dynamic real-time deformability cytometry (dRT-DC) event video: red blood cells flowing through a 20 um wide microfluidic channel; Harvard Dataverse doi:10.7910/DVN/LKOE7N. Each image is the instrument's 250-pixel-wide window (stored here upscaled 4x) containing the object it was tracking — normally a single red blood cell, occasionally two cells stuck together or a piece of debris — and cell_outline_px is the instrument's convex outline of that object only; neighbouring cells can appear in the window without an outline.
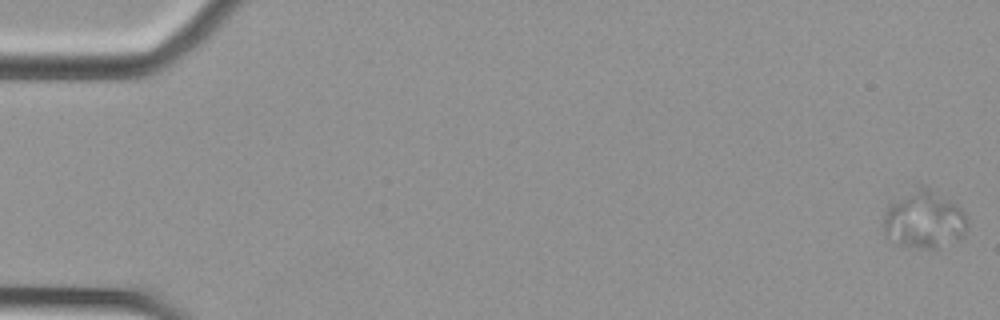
{"species": "Egyptian fruit bat (a non-hibernating species)", "species_latin": "Rousettus aegyptiacus", "temperature_condition": "cold", "stored_images_in_passage": 56, "camera_frame_rate_fps": 3000, "um_per_image_px": 0.085, "animal": {"sex": "female"}, "frame": {"image": 1, "passage_image": 1, "time_ms": 0.0, "image_size_px": [1000, 320], "cell_outline_px": [[968, 228], [964, 236], [960, 240], [936, 248], [920, 248], [896, 244], [884, 236], [884, 212], [888, 204], [920, 184], [924, 184], [956, 204], [964, 212], [968, 220]], "centroid_in_image_um": [78.56, 18.67], "position_along_channel_um": 6.4, "area_um2": 28.73}}
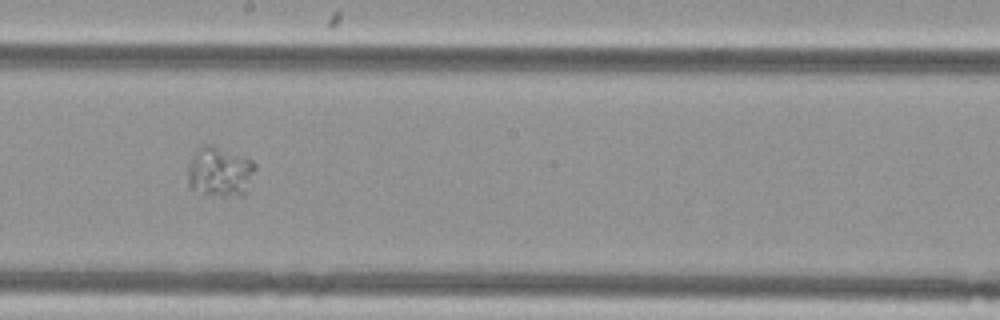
{"frame": {"image": 2, "passage_image": 32, "time_ms": 10.333, "image_size_px": [1000, 320], "cell_outline_px": [[256, 168], [244, 196], [204, 192], [188, 188], [188, 164], [196, 148], [204, 144], [212, 144], [244, 156], [252, 160], [256, 164]], "centroid_in_image_um": [18.68, 14.54], "position_along_channel_um": 229.5, "area_um2": 19.54}}
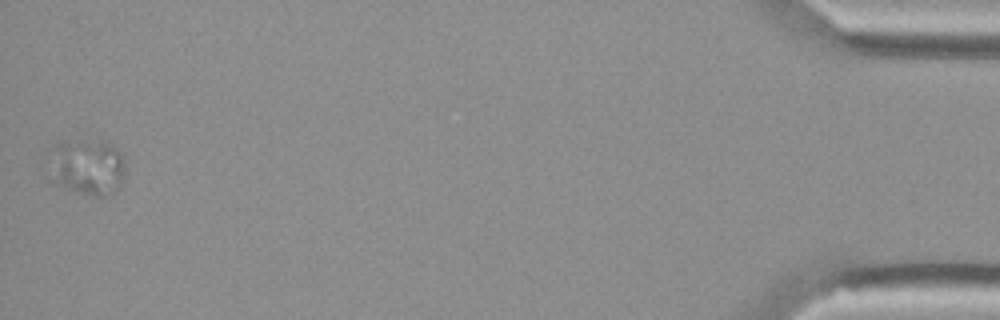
{"frame": {"image": 3, "passage_image": 56, "time_ms": 18.333, "image_size_px": [1000, 320], "cell_outline_px": [[124, 176], [116, 192], [104, 196], [96, 196], [76, 192], [56, 184], [56, 140], [104, 140], [112, 144], [120, 152], [124, 160]], "centroid_in_image_um": [7.57, 14.17], "position_along_channel_um": 427.6, "area_um2": 24.16}}